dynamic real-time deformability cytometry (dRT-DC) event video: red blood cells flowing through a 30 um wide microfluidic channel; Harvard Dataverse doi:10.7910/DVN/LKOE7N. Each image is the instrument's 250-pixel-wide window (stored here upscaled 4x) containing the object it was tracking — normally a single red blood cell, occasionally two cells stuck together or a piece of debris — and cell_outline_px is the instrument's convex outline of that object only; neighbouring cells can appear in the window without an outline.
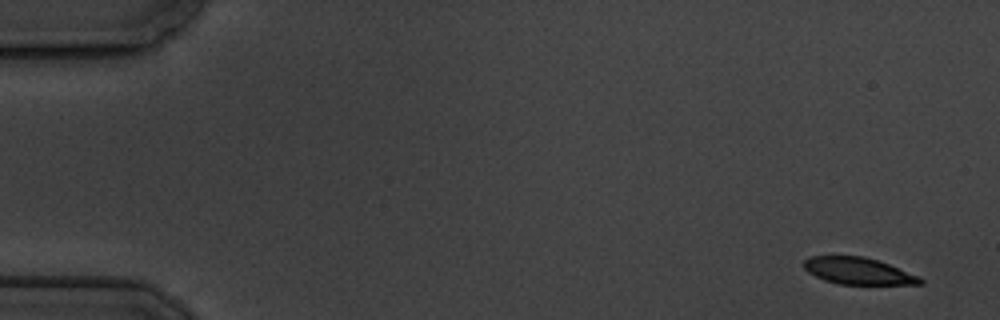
{"species": "common noctule bat (a hibernating species)", "species_latin": "Nyctalus noctula", "temperature_condition": "cold", "stored_images_in_passage": 6, "camera_frame_rate_fps": 3000, "um_per_image_px": 0.085, "animal": {"sex": "male", "body_mass_g": 19.5, "forearm_length_mm": 54.6}, "frame": {"image": 1, "passage_image": 1, "time_ms": 0.0, "image_size_px": [1000, 320], "cell_outline_px": [[924, 284], [840, 284], [824, 280], [808, 272], [804, 268], [804, 260], [812, 256], [864, 256], [888, 264], [920, 276], [924, 280]], "centroid_in_image_um": [72.96, 23.03], "position_along_channel_um": 12.0, "area_um2": 18.03}}
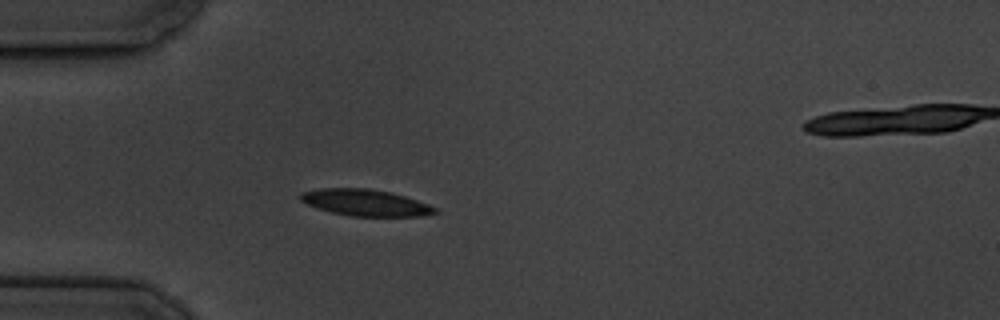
{"frame": {"image": 2, "passage_image": 5, "time_ms": 4.667, "image_size_px": [1000, 320], "cell_outline_px": [[440, 212], [424, 216], [352, 216], [332, 212], [308, 204], [300, 200], [300, 192], [320, 188], [368, 188], [392, 192], [428, 204], [436, 208]], "centroid_in_image_um": [31.09, 17.22], "position_along_channel_um": 53.9, "area_um2": 20.69}}